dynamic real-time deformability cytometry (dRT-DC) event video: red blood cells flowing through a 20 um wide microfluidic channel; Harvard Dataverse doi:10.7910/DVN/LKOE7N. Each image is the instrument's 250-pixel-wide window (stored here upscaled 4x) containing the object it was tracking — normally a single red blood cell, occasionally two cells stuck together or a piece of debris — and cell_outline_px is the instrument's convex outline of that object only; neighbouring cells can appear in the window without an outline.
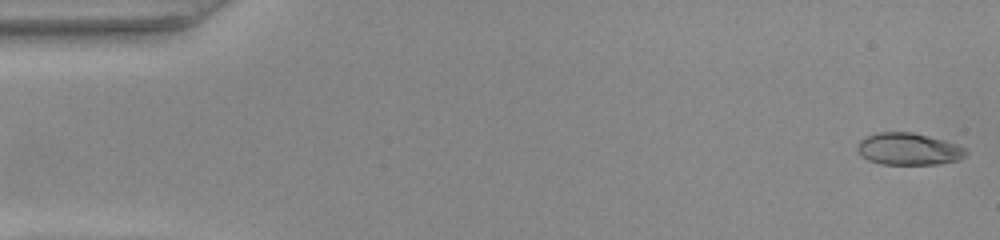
{"species": "common noctule bat (a hibernating species)", "species_latin": "Nyctalus noctula", "temperature_condition": "warm", "stored_images_in_passage": 50, "camera_frame_rate_fps": 3000, "um_per_image_px": 0.085, "animal": {"sex": "female", "body_mass_g": 22.0, "forearm_length_mm": 56.7}, "frame": {"image": 1, "passage_image": 1, "time_ms": 0.0, "image_size_px": [1000, 240], "cell_outline_px": [[968, 152], [964, 156], [956, 160], [936, 164], [880, 164], [868, 160], [860, 156], [856, 148], [860, 140], [864, 136], [876, 132], [912, 132], [944, 140], [968, 148]], "centroid_in_image_um": [77.19, 12.66], "position_along_channel_um": 7.8, "area_um2": 20.4}}
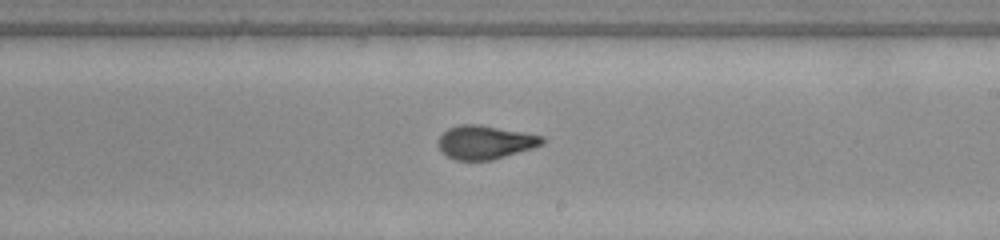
{"frame": {"image": 2, "passage_image": 29, "time_ms": 9.333, "image_size_px": [1000, 240], "cell_outline_px": [[544, 144], [532, 148], [492, 160], [456, 160], [448, 156], [440, 148], [436, 140], [448, 128], [460, 124], [480, 124], [524, 132], [544, 136]], "centroid_in_image_um": [41.24, 12.08], "position_along_channel_um": 247.8, "area_um2": 20.35}}
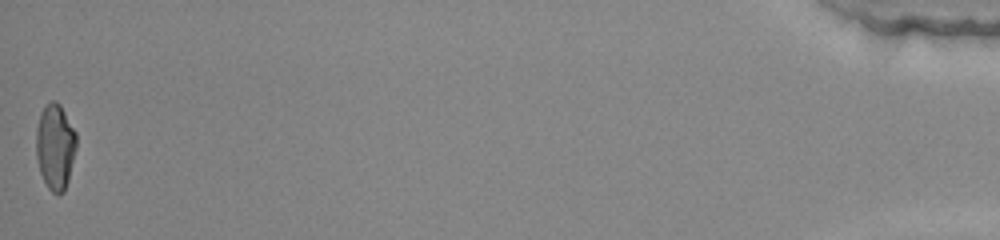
{"frame": {"image": 3, "passage_image": 50, "time_ms": 16.333, "image_size_px": [1000, 240], "cell_outline_px": [[76, 148], [68, 180], [64, 192], [56, 196], [48, 188], [40, 172], [36, 156], [36, 128], [40, 112], [52, 100], [56, 100], [60, 104], [76, 132]], "centroid_in_image_um": [4.69, 12.47], "position_along_channel_um": 430.5, "area_um2": 20.17}, "authors_computed_cell_mechanics": {"area_um2": 20.3456, "velocity_mm_per_s": 4.0609, "shape_relaxation_time_tau1_ms": null, "shape_relaxation_time_tau2_ms": 0.9948, "deformation_change_tau1": null, "deformation_change_tau2": 0.0765}}